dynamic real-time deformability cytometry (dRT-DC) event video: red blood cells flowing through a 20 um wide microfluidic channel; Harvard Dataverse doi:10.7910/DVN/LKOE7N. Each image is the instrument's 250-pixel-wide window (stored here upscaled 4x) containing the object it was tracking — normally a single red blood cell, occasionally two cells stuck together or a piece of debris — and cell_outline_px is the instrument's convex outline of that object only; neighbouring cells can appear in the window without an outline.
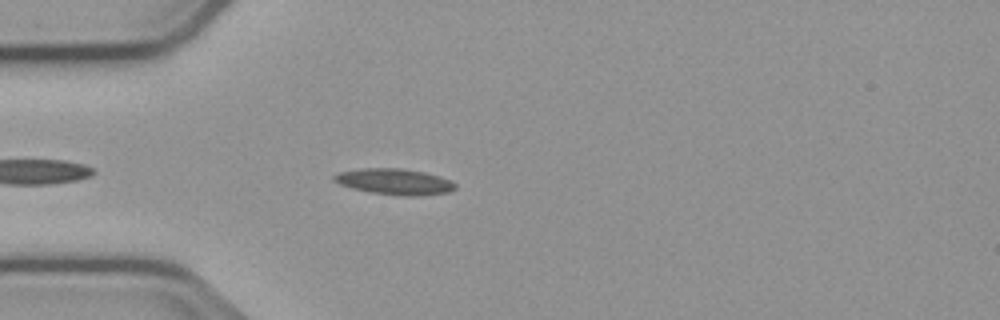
{"species": "common noctule bat (a hibernating species)", "species_latin": "Nyctalus noctula", "temperature_condition": "cold", "stored_images_in_passage": 40, "camera_frame_rate_fps": 3000, "um_per_image_px": 0.085, "animal": {"sex": "male", "body_mass_g": 23.1, "forearm_length_mm": 52.7}, "frame": {"image": 1, "passage_image": 5, "time_ms": 1.333, "image_size_px": [1000, 320], "cell_outline_px": [[456, 188], [448, 192], [420, 196], [404, 196], [372, 192], [352, 188], [340, 184], [332, 180], [332, 176], [336, 172], [360, 168], [400, 168], [424, 172], [440, 176], [452, 180], [456, 184]], "centroid_in_image_um": [33.53, 15.43], "position_along_channel_um": 51.5, "area_um2": 18.5}}
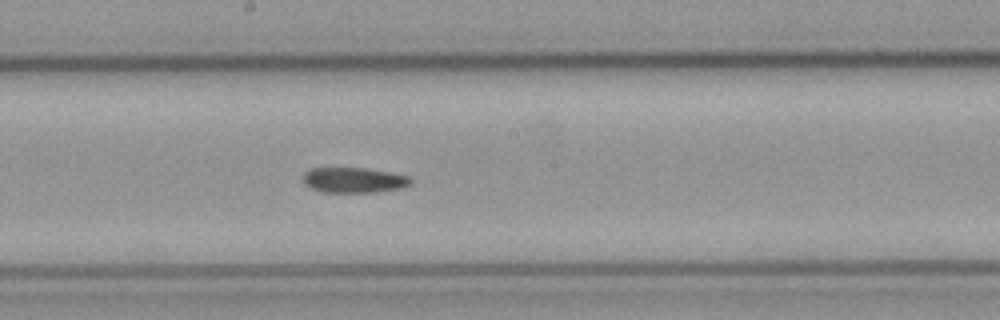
{"frame": {"image": 2, "passage_image": 19, "time_ms": 6.0, "image_size_px": [1000, 320], "cell_outline_px": [[412, 184], [400, 188], [372, 192], [320, 192], [304, 184], [304, 172], [312, 168], [364, 168], [412, 176]], "centroid_in_image_um": [30.09, 15.3], "position_along_channel_um": 218.1, "area_um2": 15.84}}
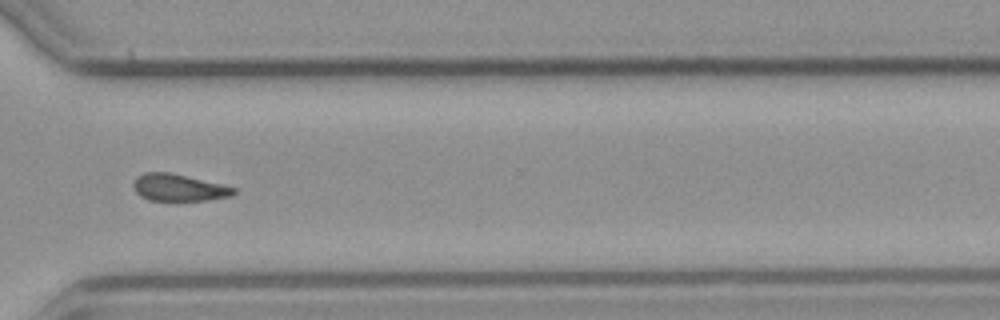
{"frame": {"image": 3, "passage_image": 30, "time_ms": 9.667, "image_size_px": [1000, 320], "cell_outline_px": [[236, 192], [232, 196], [208, 200], [152, 200], [140, 196], [136, 192], [132, 184], [136, 176], [144, 172], [168, 172], [220, 184], [236, 188]], "centroid_in_image_um": [15.16, 15.94], "position_along_channel_um": 355.4, "area_um2": 15.61}}